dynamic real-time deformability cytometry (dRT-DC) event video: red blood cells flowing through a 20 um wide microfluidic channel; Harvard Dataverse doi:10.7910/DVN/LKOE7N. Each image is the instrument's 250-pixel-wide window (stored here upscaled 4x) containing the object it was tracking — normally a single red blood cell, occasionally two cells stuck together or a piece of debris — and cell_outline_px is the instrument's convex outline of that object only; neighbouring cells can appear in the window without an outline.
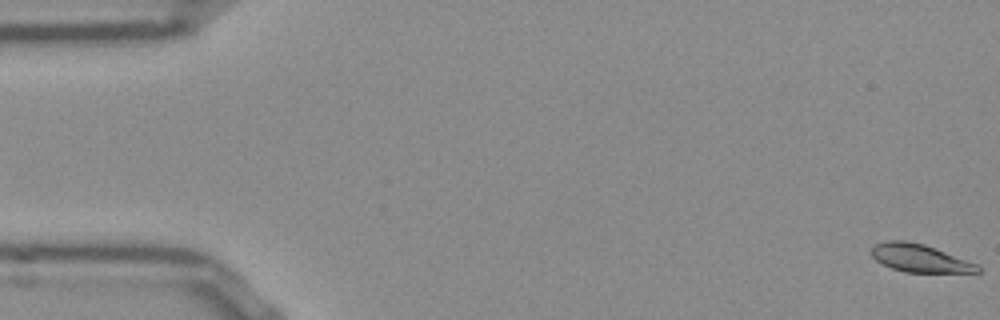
{"species": "Egyptian fruit bat (a non-hibernating species)", "species_latin": "Rousettus aegyptiacus", "temperature_condition": "room temperature", "stored_images_in_passage": 53, "camera_frame_rate_fps": 3000, "um_per_image_px": 0.085, "frame": {"image": 1, "passage_image": 1, "time_ms": 0.0, "image_size_px": [1000, 320], "cell_outline_px": [[980, 272], [904, 272], [892, 268], [876, 260], [872, 256], [872, 248], [876, 244], [888, 240], [904, 240], [924, 244], [976, 264], [980, 268]], "centroid_in_image_um": [78.14, 21.94], "position_along_channel_um": 6.9, "area_um2": 16.82}}
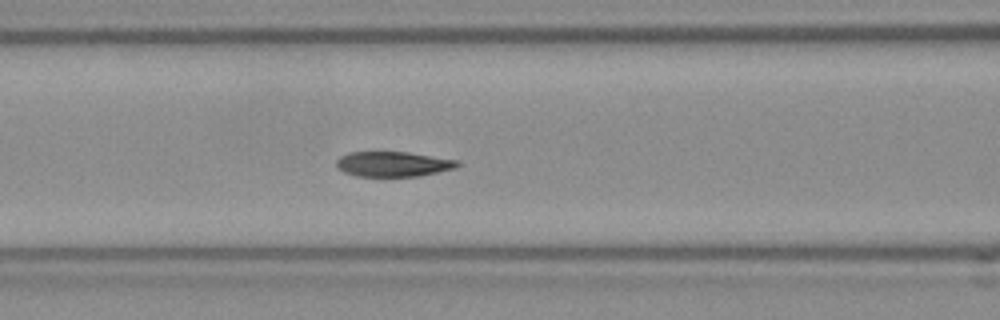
{"frame": {"image": 2, "passage_image": 22, "time_ms": 7.0, "image_size_px": [1000, 320], "cell_outline_px": [[460, 164], [456, 168], [420, 176], [356, 176], [344, 172], [336, 164], [336, 160], [340, 156], [348, 152], [408, 152], [460, 160]], "centroid_in_image_um": [33.45, 13.94], "position_along_channel_um": 133.2, "area_um2": 17.74}}
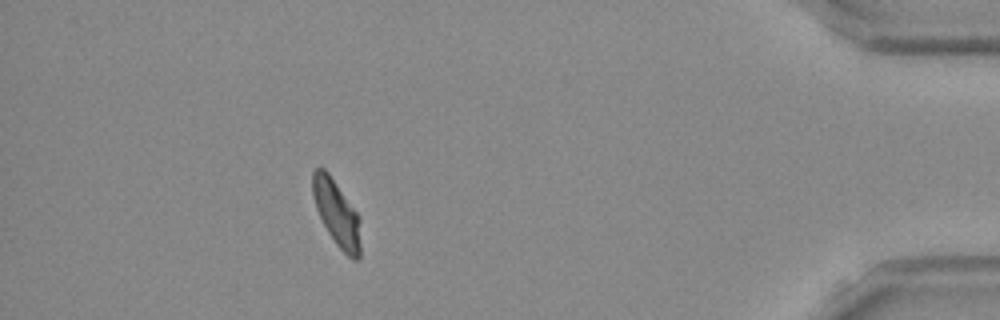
{"frame": {"image": 3, "passage_image": 48, "time_ms": 15.667, "image_size_px": [1000, 320], "cell_outline_px": [[360, 256], [356, 260], [352, 260], [336, 244], [328, 232], [316, 208], [312, 196], [312, 172], [316, 168], [324, 168], [328, 172], [360, 216]], "centroid_in_image_um": [28.62, 18.12], "position_along_channel_um": 406.6, "area_um2": 18.38}, "authors_computed_cell_mechanics": {"area_um2": 18.4382, "velocity_mm_per_s": 3.7982, "shape_relaxation_time_tau1_ms": 5.0369, "shape_relaxation_time_tau2_ms": 1.5776, "deformation_change_tau1": 0.1399, "deformation_change_tau2": 0.0513}}